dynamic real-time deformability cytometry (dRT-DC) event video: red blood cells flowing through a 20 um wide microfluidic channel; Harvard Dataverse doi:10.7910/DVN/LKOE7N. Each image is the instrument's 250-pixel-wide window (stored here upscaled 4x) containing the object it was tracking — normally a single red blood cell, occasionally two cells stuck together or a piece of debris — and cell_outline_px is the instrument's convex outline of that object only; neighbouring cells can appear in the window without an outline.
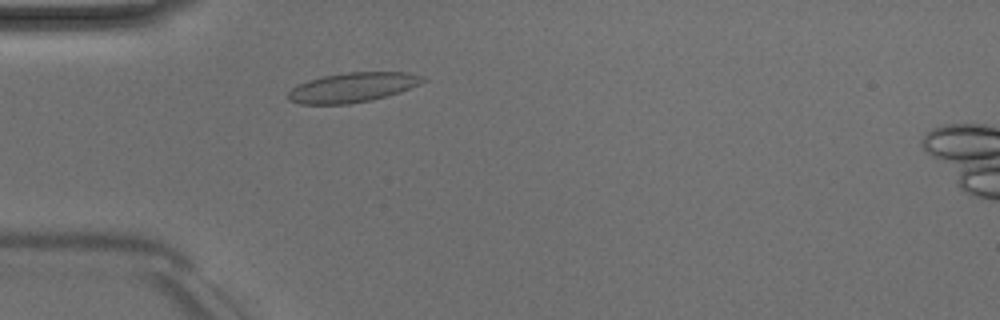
{"species": "Egyptian fruit bat (a non-hibernating species)", "species_latin": "Rousettus aegyptiacus", "temperature_condition": "room temperature", "stored_images_in_passage": 4, "camera_frame_rate_fps": 3000, "um_per_image_px": 0.085, "animal": {"sex": "male"}, "frame": {"image": 1, "passage_image": 3, "time_ms": 2.0, "image_size_px": [1000, 320], "cell_outline_px": [[428, 80], [420, 84], [400, 92], [372, 100], [348, 104], [300, 104], [288, 100], [288, 92], [292, 88], [308, 80], [324, 76], [348, 72], [408, 72], [424, 76]], "centroid_in_image_um": [30.01, 7.43], "position_along_channel_um": 55.0, "area_um2": 23.29}}